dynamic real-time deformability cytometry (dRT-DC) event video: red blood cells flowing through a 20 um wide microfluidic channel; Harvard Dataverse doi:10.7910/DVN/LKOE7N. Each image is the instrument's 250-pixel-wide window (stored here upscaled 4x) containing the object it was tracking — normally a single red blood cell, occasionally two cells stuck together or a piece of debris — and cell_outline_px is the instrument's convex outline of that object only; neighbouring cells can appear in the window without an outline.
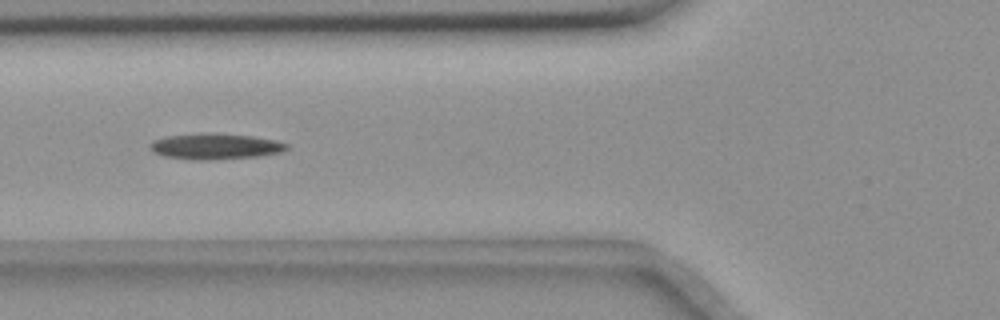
{"species": "common noctule bat (a hibernating species)", "species_latin": "Nyctalus noctula", "temperature_condition": "room temperature", "stored_images_in_passage": 13, "camera_frame_rate_fps": 3000, "um_per_image_px": 0.085, "animal": {"sex": "female", "body_mass_g": 18.4}, "frame": {"image": 1, "passage_image": 6, "time_ms": 1.667, "image_size_px": [1000, 320], "cell_outline_px": [[288, 148], [280, 152], [260, 156], [216, 160], [192, 160], [164, 156], [152, 152], [148, 148], [148, 144], [152, 140], [168, 136], [200, 132], [208, 132], [252, 136], [276, 140], [288, 144]], "centroid_in_image_um": [18.24, 12.44], "position_along_channel_um": 107.6, "area_um2": 21.04}}